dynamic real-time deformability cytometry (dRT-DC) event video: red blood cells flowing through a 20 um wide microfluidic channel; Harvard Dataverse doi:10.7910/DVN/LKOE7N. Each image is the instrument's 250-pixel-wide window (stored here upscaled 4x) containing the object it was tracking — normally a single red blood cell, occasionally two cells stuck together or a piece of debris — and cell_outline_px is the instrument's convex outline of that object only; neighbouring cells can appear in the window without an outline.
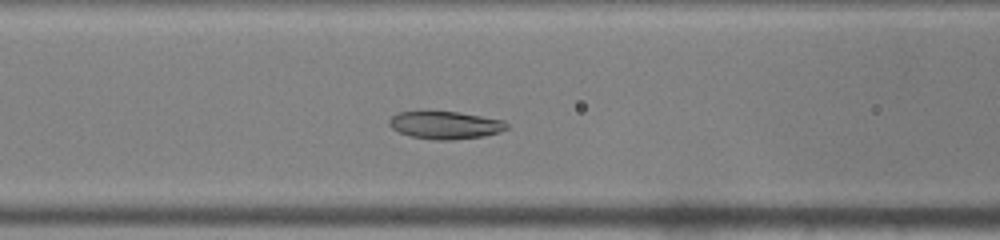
{"species": "common noctule bat (a hibernating species)", "species_latin": "Nyctalus noctula", "temperature_condition": "warm", "stored_images_in_passage": 40, "camera_frame_rate_fps": 3000, "um_per_image_px": 0.085, "animal": {"sex": "male", "body_mass_g": 19.0, "forearm_length_mm": 50.8}, "frame": {"image": 1, "passage_image": 12, "time_ms": 3.667, "image_size_px": [1000, 240], "cell_outline_px": [[508, 128], [500, 132], [484, 136], [456, 140], [436, 140], [412, 136], [400, 132], [392, 128], [388, 124], [388, 120], [396, 112], [424, 108], [460, 112], [504, 120], [508, 124]], "centroid_in_image_um": [37.8, 10.58], "position_along_channel_um": 128.8, "area_um2": 19.88}}
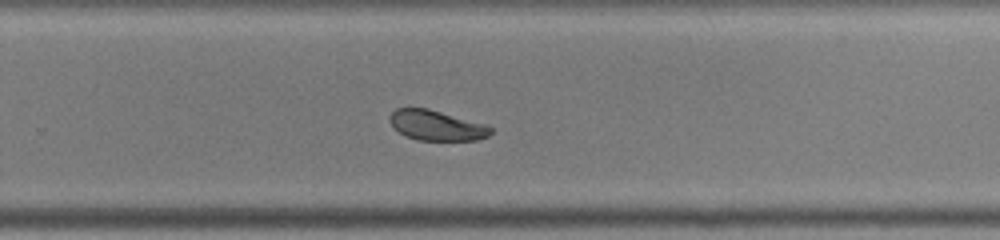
{"frame": {"image": 2, "passage_image": 24, "time_ms": 7.667, "image_size_px": [1000, 240], "cell_outline_px": [[492, 132], [488, 136], [476, 140], [416, 140], [392, 128], [388, 120], [388, 116], [396, 108], [428, 108], [488, 124], [492, 128]], "centroid_in_image_um": [37.1, 10.65], "position_along_channel_um": 292.7, "area_um2": 17.98}}
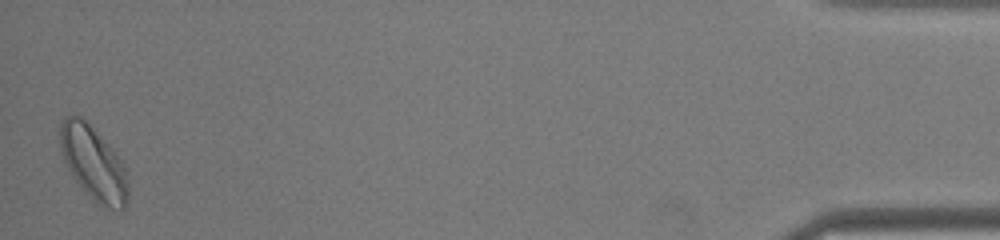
{"frame": {"image": 3, "passage_image": 40, "time_ms": 13.0, "image_size_px": [1000, 240], "cell_outline_px": [[128, 204], [124, 208], [108, 208], [96, 204], [84, 192], [72, 176], [64, 160], [60, 148], [60, 120], [68, 116], [80, 116], [88, 120], [112, 148], [124, 164], [128, 180]], "centroid_in_image_um": [7.95, 13.87], "position_along_channel_um": 427.2, "area_um2": 29.71}, "authors_computed_cell_mechanics": {"area_um2": 19.7965, "velocity_mm_per_s": 4.1009, "shape_relaxation_time_tau1_ms": 2.5603, "shape_relaxation_time_tau2_ms": null, "deformation_change_tau1": 0.106, "deformation_change_tau2": null}}